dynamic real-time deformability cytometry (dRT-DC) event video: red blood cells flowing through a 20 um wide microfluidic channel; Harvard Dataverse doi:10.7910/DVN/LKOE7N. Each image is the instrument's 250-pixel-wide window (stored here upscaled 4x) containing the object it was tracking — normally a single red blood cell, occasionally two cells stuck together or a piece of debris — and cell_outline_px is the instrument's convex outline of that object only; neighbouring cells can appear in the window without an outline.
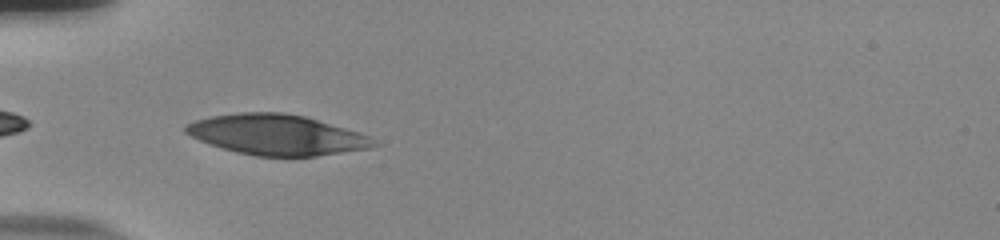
{"species": "human", "species_latin": "Homo sapiens", "temperature_condition": "room temperature", "stored_images_in_passage": 37, "camera_frame_rate_fps": 3000, "um_per_image_px": 0.085, "donor": {"sex": "male"}, "frame": {"image": 1, "passage_image": 1, "time_ms": 0.0, "image_size_px": [1000, 240], "cell_outline_px": [[380, 144], [368, 148], [316, 156], [256, 156], [236, 152], [200, 140], [184, 132], [184, 124], [196, 120], [212, 116], [240, 112], [284, 112], [304, 116], [344, 128], [368, 136]], "centroid_in_image_um": [23.49, 11.45], "position_along_channel_um": 61.5, "area_um2": 43.7}}
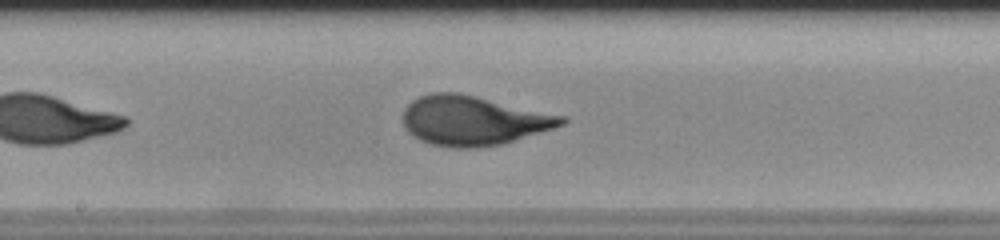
{"frame": {"image": 2, "passage_image": 13, "time_ms": 4.0, "image_size_px": [1000, 240], "cell_outline_px": [[568, 120], [564, 124], [552, 128], [500, 144], [476, 148], [452, 148], [432, 144], [420, 140], [412, 136], [404, 128], [404, 108], [412, 100], [420, 96], [432, 92], [456, 92], [568, 116]], "centroid_in_image_um": [40.21, 10.24], "position_along_channel_um": 208.0, "area_um2": 45.6}}
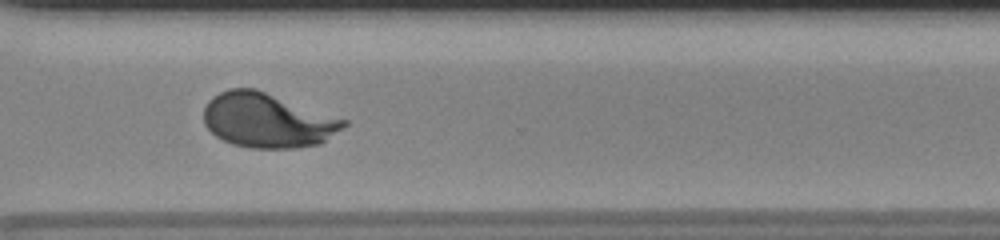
{"frame": {"image": 3, "passage_image": 24, "time_ms": 7.667, "image_size_px": [1000, 240], "cell_outline_px": [[348, 124], [320, 144], [296, 148], [248, 148], [232, 144], [216, 136], [204, 124], [204, 108], [208, 100], [212, 96], [228, 88], [256, 88], [348, 120]], "centroid_in_image_um": [22.73, 10.22], "position_along_channel_um": 347.9, "area_um2": 44.68}, "authors_computed_cell_mechanics": {"area_um2": 44.1014, "velocity_mm_per_s": 3.8179, "shape_relaxation_time_tau1_ms": 4.5091, "shape_relaxation_time_tau2_ms": null, "deformation_change_tau1": 0.2034, "deformation_change_tau2": null}}